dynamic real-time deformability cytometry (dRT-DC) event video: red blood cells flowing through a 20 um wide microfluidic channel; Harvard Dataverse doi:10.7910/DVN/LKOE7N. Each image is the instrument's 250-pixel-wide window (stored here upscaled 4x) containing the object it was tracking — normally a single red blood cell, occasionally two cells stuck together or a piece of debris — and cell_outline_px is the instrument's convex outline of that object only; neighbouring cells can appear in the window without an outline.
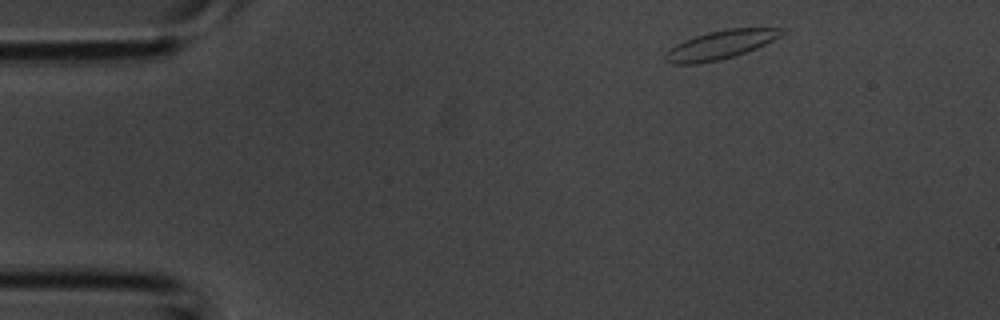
{"species": "common noctule bat (a hibernating species)", "species_latin": "Nyctalus noctula", "temperature_condition": "room temperature", "stored_images_in_passage": 38, "camera_frame_rate_fps": 3000, "um_per_image_px": 0.085, "animal": {"sex": "male", "body_mass_g": 20.1, "forearm_length_mm": 53.5}, "frame": {"image": 1, "passage_image": 1, "time_ms": 0.0, "image_size_px": [1000, 320], "cell_outline_px": [[784, 32], [780, 36], [756, 48], [720, 60], [696, 64], [672, 64], [664, 60], [664, 52], [668, 48], [684, 40], [708, 32], [728, 28], [784, 28]], "centroid_in_image_um": [61.16, 3.81], "position_along_channel_um": 23.8, "area_um2": 19.31}}
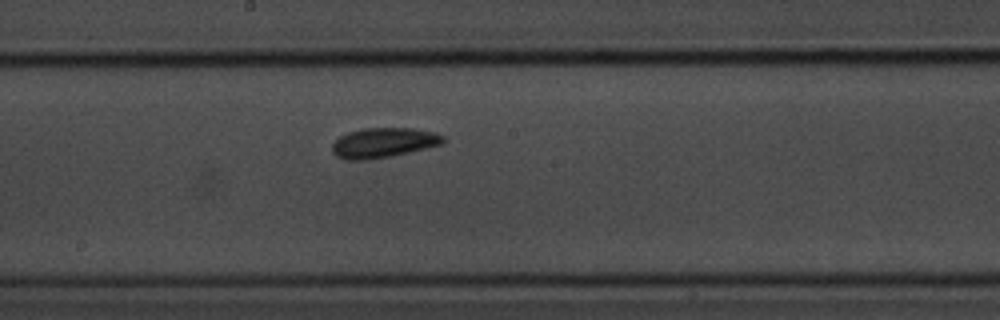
{"frame": {"image": 2, "passage_image": 18, "time_ms": 5.667, "image_size_px": [1000, 320], "cell_outline_px": [[444, 144], [392, 156], [368, 160], [344, 160], [336, 156], [332, 152], [332, 144], [340, 136], [348, 132], [360, 128], [412, 128], [436, 132], [444, 136]], "centroid_in_image_um": [32.59, 12.13], "position_along_channel_um": 215.6, "area_um2": 19.59}}
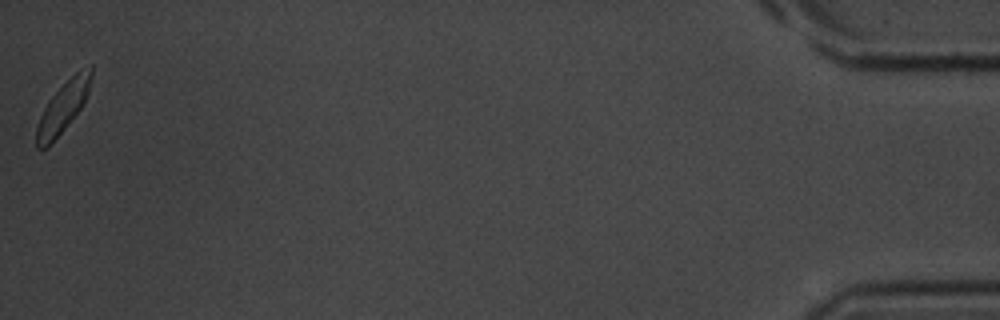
{"frame": {"image": 3, "passage_image": 38, "time_ms": 12.333, "image_size_px": [1000, 320], "cell_outline_px": [[92, 76], [88, 92], [80, 108], [64, 128], [44, 148], [36, 148], [36, 128], [40, 116], [48, 100], [80, 68], [92, 64]], "centroid_in_image_um": [5.36, 9.05], "position_along_channel_um": 429.8, "area_um2": 15.43}}